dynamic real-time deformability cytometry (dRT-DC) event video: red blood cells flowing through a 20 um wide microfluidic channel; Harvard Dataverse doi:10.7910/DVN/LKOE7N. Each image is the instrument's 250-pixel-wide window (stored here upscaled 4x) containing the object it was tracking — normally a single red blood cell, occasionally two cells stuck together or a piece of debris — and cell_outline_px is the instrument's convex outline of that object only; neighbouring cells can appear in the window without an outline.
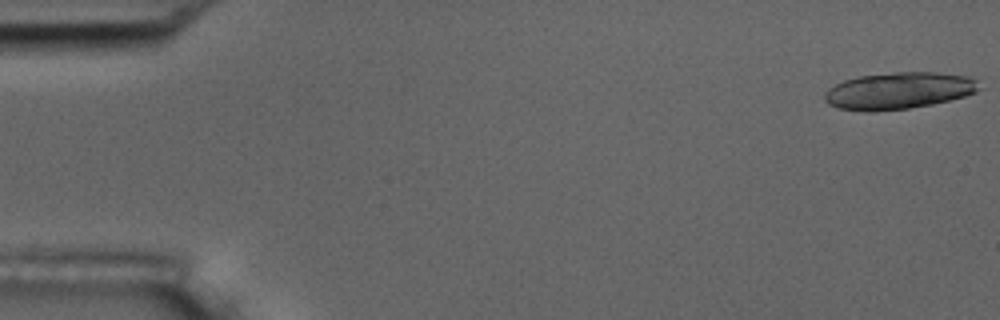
{"species": "common noctule bat (a hibernating species)", "species_latin": "Nyctalus noctula", "temperature_condition": "room temperature", "stored_images_in_passage": 19, "camera_frame_rate_fps": 3000, "um_per_image_px": 0.085, "animal": {"sex": "male", "body_mass_g": 17.5, "forearm_length_mm": 52.3}, "frame": {"image": 1, "passage_image": 1, "time_ms": 0.0, "image_size_px": [1000, 320], "cell_outline_px": [[984, 88], [976, 92], [964, 96], [932, 104], [908, 108], [872, 112], [868, 112], [840, 108], [828, 104], [824, 100], [824, 92], [828, 88], [844, 80], [860, 76], [896, 72], [936, 72], [972, 76]], "centroid_in_image_um": [76.42, 7.7], "position_along_channel_um": 8.6, "area_um2": 33.35}}